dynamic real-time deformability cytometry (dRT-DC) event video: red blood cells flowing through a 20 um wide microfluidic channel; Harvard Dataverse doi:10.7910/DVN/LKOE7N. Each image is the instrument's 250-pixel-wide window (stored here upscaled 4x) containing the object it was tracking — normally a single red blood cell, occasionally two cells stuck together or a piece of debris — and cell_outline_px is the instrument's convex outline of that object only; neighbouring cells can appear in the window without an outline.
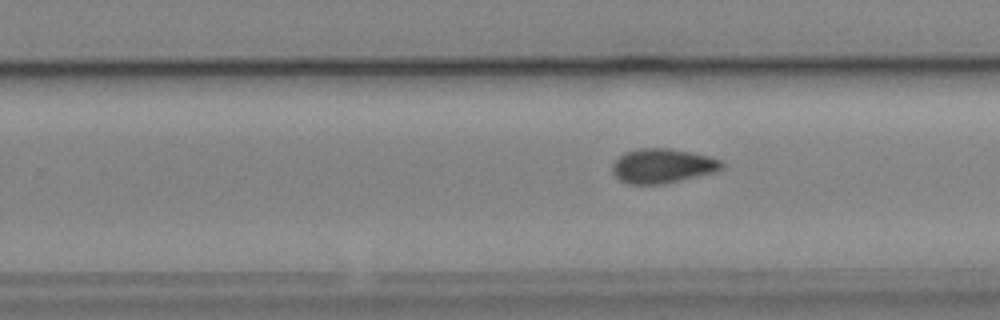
{"species": "common noctule bat (a hibernating species)", "species_latin": "Nyctalus noctula", "temperature_condition": "cold", "stored_images_in_passage": 8, "segment_of_instrument_passage": [2, 2], "camera_frame_rate_fps": 3000, "um_per_image_px": 0.085, "animal": {"sex": "male", "body_mass_g": 19.2, "forearm_length_mm": 51.8}, "frame": {"image": 1, "passage_image": 8, "time_ms": 8.333, "image_size_px": [1000, 320], "cell_outline_px": [[724, 168], [716, 172], [664, 184], [628, 184], [620, 180], [612, 172], [612, 164], [624, 152], [636, 148], [672, 148], [692, 152], [708, 156], [720, 160], [724, 164]], "centroid_in_image_um": [56.32, 14.09], "position_along_channel_um": 273.5, "area_um2": 22.2}}